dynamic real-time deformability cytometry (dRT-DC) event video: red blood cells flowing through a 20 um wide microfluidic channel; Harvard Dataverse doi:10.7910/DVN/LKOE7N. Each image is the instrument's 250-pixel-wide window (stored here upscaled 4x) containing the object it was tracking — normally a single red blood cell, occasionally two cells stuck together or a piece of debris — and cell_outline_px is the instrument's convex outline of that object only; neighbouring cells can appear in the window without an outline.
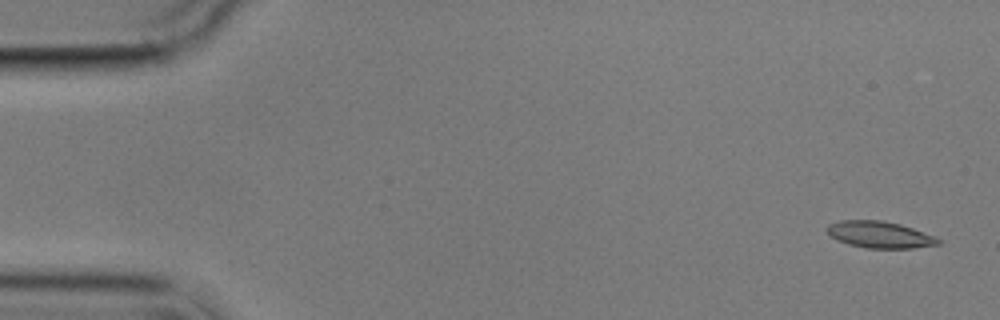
{"species": "common noctule bat (a hibernating species)", "species_latin": "Nyctalus noctula", "temperature_condition": "cold", "stored_images_in_passage": 4, "camera_frame_rate_fps": 3000, "um_per_image_px": 0.085, "animal": {"sex": "male", "body_mass_g": 17.9}, "frame": {"image": 1, "passage_image": 1, "time_ms": 0.0, "image_size_px": [1000, 320], "cell_outline_px": [[940, 244], [912, 248], [864, 248], [848, 244], [836, 240], [824, 228], [828, 224], [840, 220], [880, 220], [900, 224], [912, 228], [932, 236], [940, 240]], "centroid_in_image_um": [74.71, 19.94], "position_along_channel_um": 10.3, "area_um2": 17.17}}
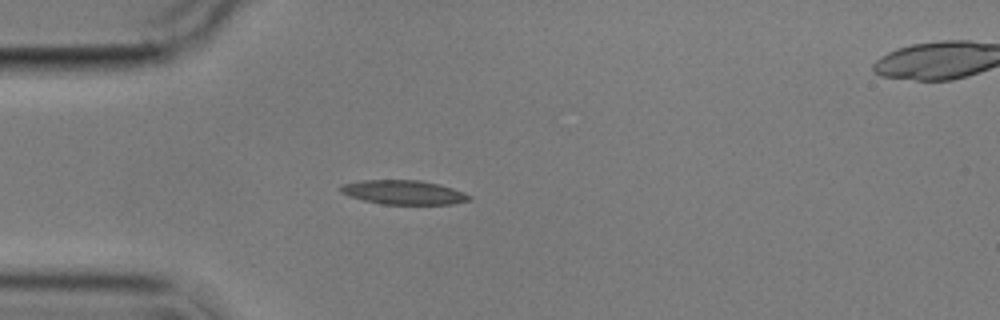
{"frame": {"image": 2, "passage_image": 3, "time_ms": 4.333, "image_size_px": [1000, 320], "cell_outline_px": [[472, 200], [452, 204], [384, 204], [364, 200], [348, 196], [340, 192], [340, 188], [344, 184], [360, 180], [420, 180], [440, 184], [452, 188], [472, 196]], "centroid_in_image_um": [34.32, 16.35], "position_along_channel_um": 50.7, "area_um2": 18.09}}